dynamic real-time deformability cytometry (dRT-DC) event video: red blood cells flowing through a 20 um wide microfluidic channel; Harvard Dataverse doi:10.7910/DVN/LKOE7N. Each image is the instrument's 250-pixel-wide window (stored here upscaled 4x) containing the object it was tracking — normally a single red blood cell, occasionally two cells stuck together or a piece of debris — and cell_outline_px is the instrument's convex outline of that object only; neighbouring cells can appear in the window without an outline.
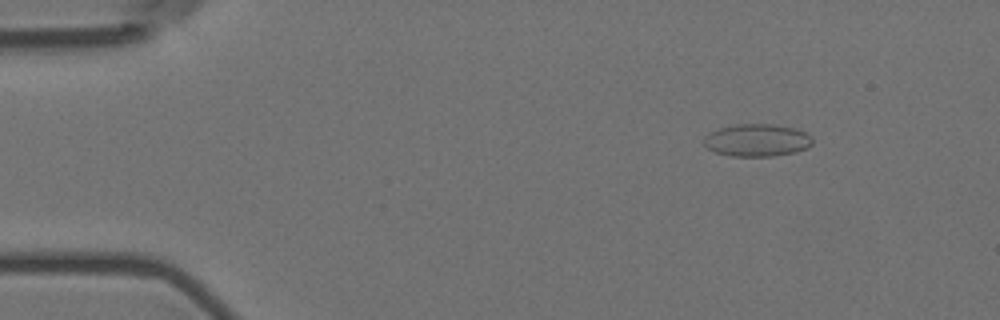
{"species": "Egyptian fruit bat (a non-hibernating species)", "species_latin": "Rousettus aegyptiacus", "temperature_condition": "room temperature", "stored_images_in_passage": 51, "camera_frame_rate_fps": 3000, "um_per_image_px": 0.085, "animal": {"sex": "female"}, "frame": {"image": 1, "passage_image": 2, "time_ms": 0.333, "image_size_px": [1000, 320], "cell_outline_px": [[812, 144], [808, 148], [796, 152], [772, 156], [732, 156], [716, 152], [708, 148], [704, 144], [704, 136], [708, 132], [720, 128], [736, 124], [772, 124], [796, 128], [812, 136]], "centroid_in_image_um": [64.36, 11.91], "position_along_channel_um": 20.6, "area_um2": 20.63}}
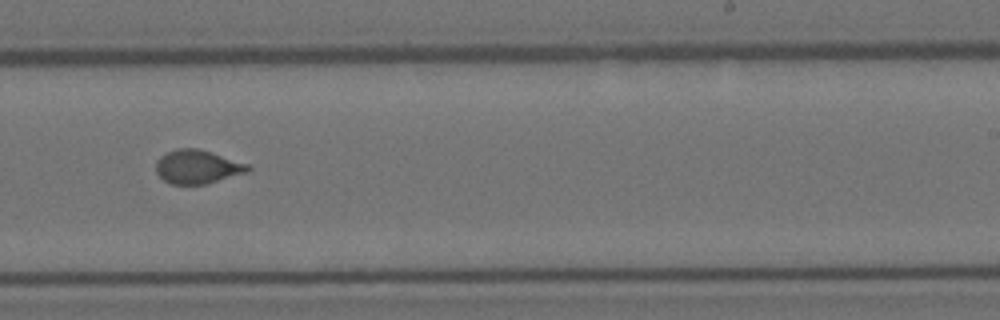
{"frame": {"image": 2, "passage_image": 30, "time_ms": 9.667, "image_size_px": [1000, 320], "cell_outline_px": [[252, 168], [248, 172], [204, 184], [172, 184], [164, 180], [156, 172], [156, 160], [160, 156], [176, 148], [200, 148], [248, 164]], "centroid_in_image_um": [16.77, 14.16], "position_along_channel_um": 272.2, "area_um2": 18.03}}
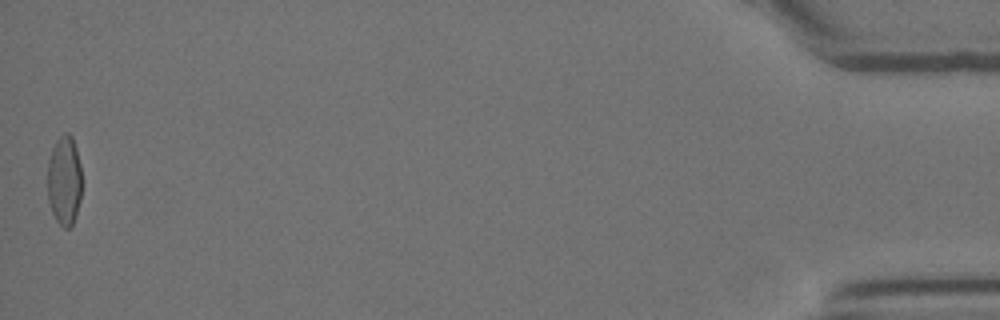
{"frame": {"image": 3, "passage_image": 51, "time_ms": 16.667, "image_size_px": [1000, 320], "cell_outline_px": [[80, 200], [76, 216], [72, 228], [64, 228], [56, 220], [52, 212], [48, 200], [48, 160], [52, 148], [56, 140], [64, 132], [68, 132], [72, 136], [76, 148], [80, 164]], "centroid_in_image_um": [5.46, 15.35], "position_along_channel_um": 429.7, "area_um2": 17.98}, "authors_computed_cell_mechanics": {"area_um2": 18.1492, "velocity_mm_per_s": 3.6003, "shape_relaxation_time_tau1_ms": 9.3747, "shape_relaxation_time_tau2_ms": null, "deformation_change_tau1": 0.1824, "deformation_change_tau2": null}}